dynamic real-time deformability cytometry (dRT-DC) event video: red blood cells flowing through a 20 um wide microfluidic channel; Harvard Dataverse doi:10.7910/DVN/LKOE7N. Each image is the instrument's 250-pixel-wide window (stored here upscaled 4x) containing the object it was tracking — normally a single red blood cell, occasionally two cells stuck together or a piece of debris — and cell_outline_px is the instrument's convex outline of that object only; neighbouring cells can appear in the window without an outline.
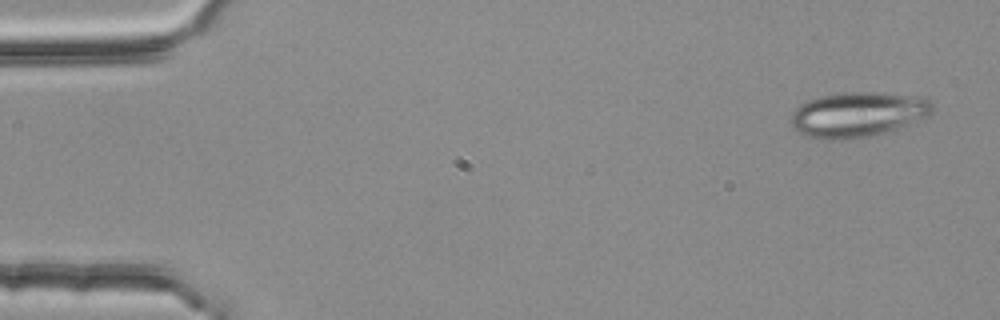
{"species": "common noctule bat (a hibernating species)", "species_latin": "Nyctalus noctula", "temperature_condition": "room temperature", "stored_images_in_passage": 3, "camera_frame_rate_fps": 3000, "um_per_image_px": 0.085, "animal": {"sex": "female", "body_mass_g": 25.1}, "frame": {"image": 1, "passage_image": 1, "time_ms": 0.0, "image_size_px": [1000, 320], "cell_outline_px": [[936, 112], [928, 116], [876, 136], [840, 140], [820, 140], [796, 132], [792, 128], [792, 112], [800, 104], [808, 100], [820, 96], [840, 92], [876, 92], [904, 96], [928, 100], [932, 104]], "centroid_in_image_um": [72.85, 9.76], "position_along_channel_um": 12.1, "area_um2": 37.17}}